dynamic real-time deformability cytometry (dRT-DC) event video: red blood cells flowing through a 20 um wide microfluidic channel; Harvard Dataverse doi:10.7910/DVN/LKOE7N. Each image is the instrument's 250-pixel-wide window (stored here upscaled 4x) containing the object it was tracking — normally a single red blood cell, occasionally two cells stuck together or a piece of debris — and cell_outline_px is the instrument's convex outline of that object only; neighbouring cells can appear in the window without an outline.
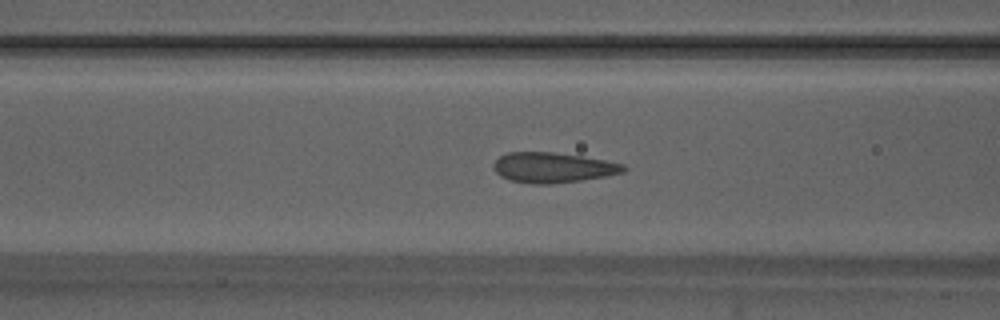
{"species": "Egyptian fruit bat (a non-hibernating species)", "species_latin": "Rousettus aegyptiacus", "temperature_condition": "warm", "stored_images_in_passage": 53, "camera_frame_rate_fps": 3000, "um_per_image_px": 0.085, "animal": {"sex": "male"}, "frame": {"image": 1, "passage_image": 21, "time_ms": 6.667, "image_size_px": [1000, 320], "cell_outline_px": [[628, 168], [624, 172], [604, 176], [580, 180], [552, 184], [532, 184], [512, 180], [500, 176], [492, 168], [496, 160], [500, 156], [508, 152], [552, 152], [580, 156], [604, 160], [624, 164]], "centroid_in_image_um": [46.99, 14.24], "position_along_channel_um": 119.6, "area_um2": 22.72}}
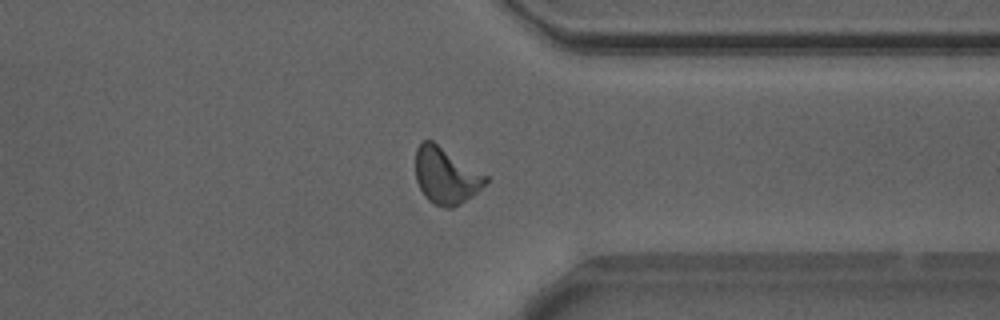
{"frame": {"image": 2, "passage_image": 41, "time_ms": 13.333, "image_size_px": [1000, 320], "cell_outline_px": [[488, 180], [472, 196], [460, 204], [452, 208], [444, 208], [428, 200], [424, 196], [416, 180], [416, 148], [420, 140], [432, 140], [488, 176]], "centroid_in_image_um": [37.88, 14.92], "position_along_channel_um": 373.5, "area_um2": 22.95}}
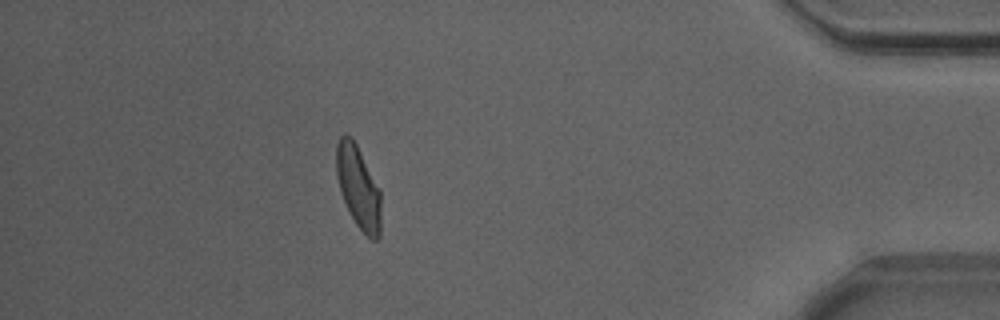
{"frame": {"image": 3, "passage_image": 47, "time_ms": 15.333, "image_size_px": [1000, 320], "cell_outline_px": [[380, 236], [376, 240], [372, 240], [356, 224], [340, 192], [336, 172], [336, 144], [340, 136], [344, 132], [352, 136], [380, 188]], "centroid_in_image_um": [30.45, 15.85], "position_along_channel_um": 404.8, "area_um2": 21.5}, "authors_computed_cell_mechanics": {"area_um2": 22.1374, "velocity_mm_per_s": 3.8626, "shape_relaxation_time_tau1_ms": 3.9187, "shape_relaxation_time_tau2_ms": null, "deformation_change_tau1": 0.1327, "deformation_change_tau2": null}}